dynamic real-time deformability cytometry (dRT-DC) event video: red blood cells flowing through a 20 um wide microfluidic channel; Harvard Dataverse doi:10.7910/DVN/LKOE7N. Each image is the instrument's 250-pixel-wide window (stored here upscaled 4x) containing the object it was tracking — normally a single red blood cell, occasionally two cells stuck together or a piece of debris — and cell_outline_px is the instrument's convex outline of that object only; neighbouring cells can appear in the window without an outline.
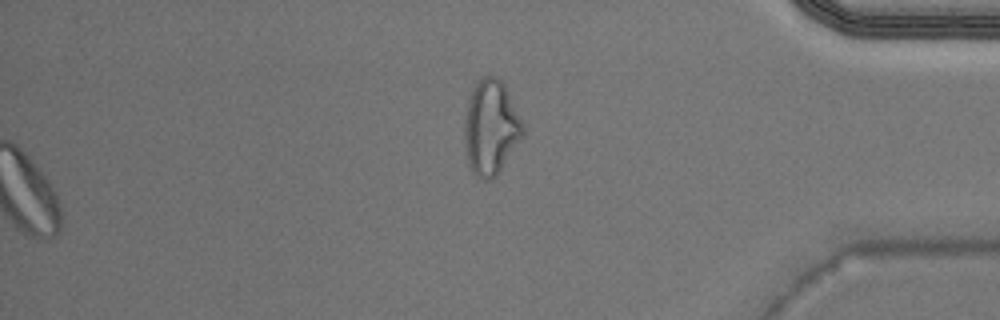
{"species": "Egyptian fruit bat (a non-hibernating species)", "species_latin": "Rousettus aegyptiacus", "temperature_condition": "warm", "stored_images_in_passage": 41, "camera_frame_rate_fps": 3000, "um_per_image_px": 0.085, "animal": {"sex": "male"}, "frame": {"image": 1, "passage_image": 41, "time_ms": 13.333, "image_size_px": [1000, 320], "cell_outline_px": [[524, 136], [496, 176], [488, 180], [484, 180], [472, 172], [468, 160], [464, 136], [464, 124], [468, 100], [476, 84], [484, 76], [496, 76], [504, 84], [508, 92], [524, 128]], "centroid_in_image_um": [41.73, 10.85], "position_along_channel_um": 393.5, "area_um2": 31.73}}